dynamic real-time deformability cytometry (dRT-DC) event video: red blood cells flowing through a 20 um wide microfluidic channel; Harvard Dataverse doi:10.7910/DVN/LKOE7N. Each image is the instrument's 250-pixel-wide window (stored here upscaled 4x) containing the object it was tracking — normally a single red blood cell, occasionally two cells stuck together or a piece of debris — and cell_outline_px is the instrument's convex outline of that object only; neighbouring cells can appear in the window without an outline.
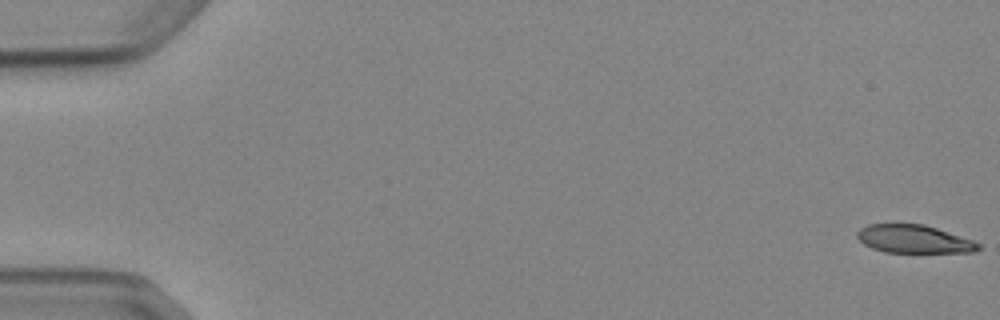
{"species": "Egyptian fruit bat (a non-hibernating species)", "species_latin": "Rousettus aegyptiacus", "temperature_condition": "cold", "stored_images_in_passage": 5, "camera_frame_rate_fps": 3000, "um_per_image_px": 0.085, "animal": {"sex": "female"}, "frame": {"image": 1, "passage_image": 1, "time_ms": 0.0, "image_size_px": [1000, 320], "cell_outline_px": [[980, 248], [972, 252], [884, 252], [872, 248], [864, 244], [856, 236], [856, 232], [860, 228], [868, 224], [924, 224], [972, 240], [980, 244]], "centroid_in_image_um": [77.64, 20.32], "position_along_channel_um": 7.4, "area_um2": 19.65}}
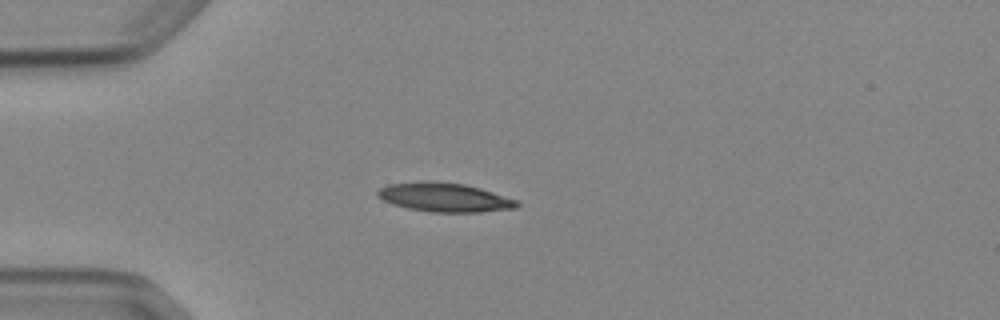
{"frame": {"image": 2, "passage_image": 5, "time_ms": 4.667, "image_size_px": [1000, 320], "cell_outline_px": [[520, 204], [516, 208], [480, 212], [432, 212], [408, 208], [392, 204], [376, 196], [376, 192], [380, 188], [388, 184], [420, 180], [428, 180], [464, 184], [480, 188], [516, 200]], "centroid_in_image_um": [37.73, 16.76], "position_along_channel_um": 47.3, "area_um2": 23.58}}